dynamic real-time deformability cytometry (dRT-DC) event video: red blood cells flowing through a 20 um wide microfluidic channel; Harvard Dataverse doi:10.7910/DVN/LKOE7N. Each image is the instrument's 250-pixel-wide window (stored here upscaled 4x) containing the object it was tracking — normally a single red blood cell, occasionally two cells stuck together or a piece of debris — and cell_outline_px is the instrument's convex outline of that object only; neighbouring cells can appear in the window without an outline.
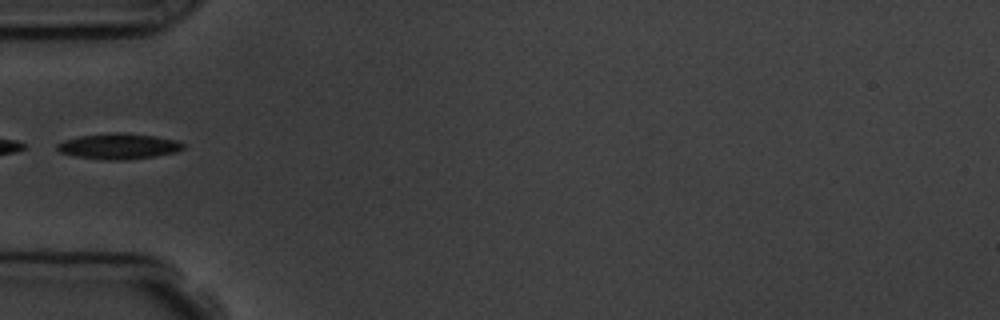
{"species": "common noctule bat (a hibernating species)", "species_latin": "Nyctalus noctula", "temperature_condition": "room temperature", "stored_images_in_passage": 1, "camera_frame_rate_fps": 3000, "um_per_image_px": 0.085, "animal": {"sex": "male", "body_mass_g": 19.5, "forearm_length_mm": 54.6}, "frame": {"image": 1, "passage_image": 1, "time_ms": 0.0, "image_size_px": [1000, 320], "cell_outline_px": [[184, 148], [176, 152], [156, 156], [128, 160], [100, 160], [76, 156], [60, 152], [56, 148], [56, 144], [64, 140], [80, 136], [112, 132], [124, 132], [156, 136], [176, 140], [184, 144]], "centroid_in_image_um": [10.09, 12.43], "position_along_channel_um": 74.9, "area_um2": 19.07}}